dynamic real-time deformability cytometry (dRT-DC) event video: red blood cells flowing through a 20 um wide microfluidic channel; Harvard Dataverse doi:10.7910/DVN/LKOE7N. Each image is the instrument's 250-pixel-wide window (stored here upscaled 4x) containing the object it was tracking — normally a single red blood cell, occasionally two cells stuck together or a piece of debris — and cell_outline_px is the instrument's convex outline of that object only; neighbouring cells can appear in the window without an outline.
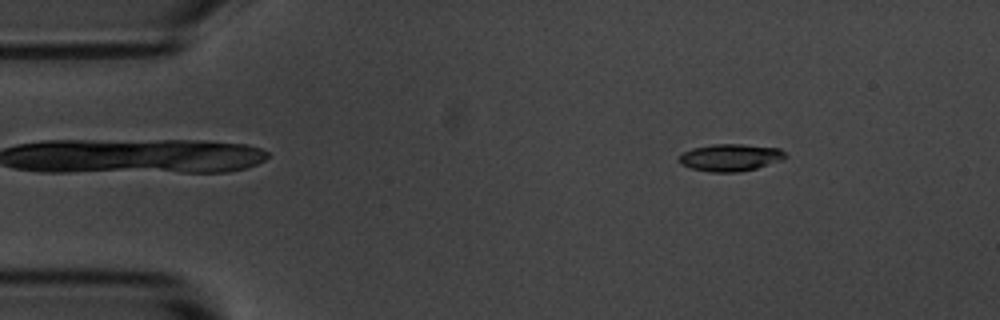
{"species": "common noctule bat (a hibernating species)", "species_latin": "Nyctalus noctula", "temperature_condition": "room temperature", "stored_images_in_passage": 3, "camera_frame_rate_fps": 3000, "um_per_image_px": 0.085, "animal": {"sex": "male", "body_mass_g": 20.1, "forearm_length_mm": 53.5}, "frame": {"image": 1, "passage_image": 1, "time_ms": 0.0, "image_size_px": [1000, 320], "cell_outline_px": [[788, 156], [784, 160], [756, 168], [736, 172], [712, 172], [692, 168], [680, 164], [676, 160], [676, 156], [680, 152], [692, 148], [712, 144], [744, 144], [780, 148]], "centroid_in_image_um": [62.04, 13.38], "position_along_channel_um": 23.0, "area_um2": 17.17}}